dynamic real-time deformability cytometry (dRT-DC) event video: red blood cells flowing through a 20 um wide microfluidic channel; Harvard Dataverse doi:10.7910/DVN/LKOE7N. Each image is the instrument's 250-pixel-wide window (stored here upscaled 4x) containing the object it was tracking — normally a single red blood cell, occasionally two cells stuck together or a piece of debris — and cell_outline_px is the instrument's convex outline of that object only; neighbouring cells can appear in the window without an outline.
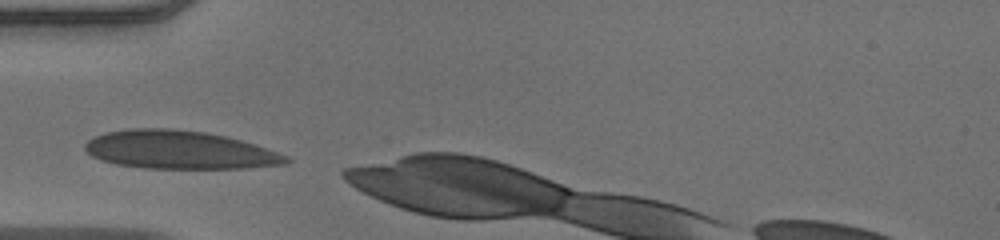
{"species": "human", "species_latin": "Homo sapiens", "temperature_condition": "warm", "stored_images_in_passage": 28, "camera_frame_rate_fps": 3000, "um_per_image_px": 0.085, "donor": {"sex": "male"}, "frame": {"image": 1, "passage_image": 1, "time_ms": 0.0, "image_size_px": [1000, 240], "cell_outline_px": [[292, 160], [288, 164], [244, 168], [144, 168], [116, 164], [92, 156], [84, 148], [84, 144], [88, 140], [96, 136], [108, 132], [132, 128], [172, 128], [204, 132], [224, 136], [240, 140], [288, 156]], "centroid_in_image_um": [15.25, 12.74], "position_along_channel_um": 69.8, "area_um2": 44.45}}
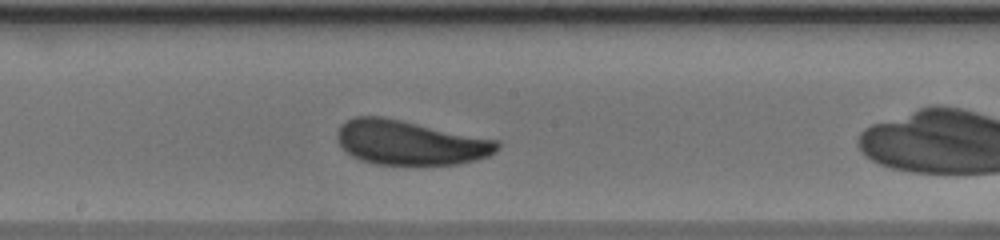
{"frame": {"image": 2, "passage_image": 12, "time_ms": 3.667, "image_size_px": [1000, 240], "cell_outline_px": [[500, 148], [488, 156], [476, 160], [456, 164], [376, 164], [360, 160], [352, 156], [340, 144], [336, 136], [340, 124], [356, 116], [384, 116], [500, 140]], "centroid_in_image_um": [34.88, 12.11], "position_along_channel_um": 213.3, "area_um2": 41.62}}
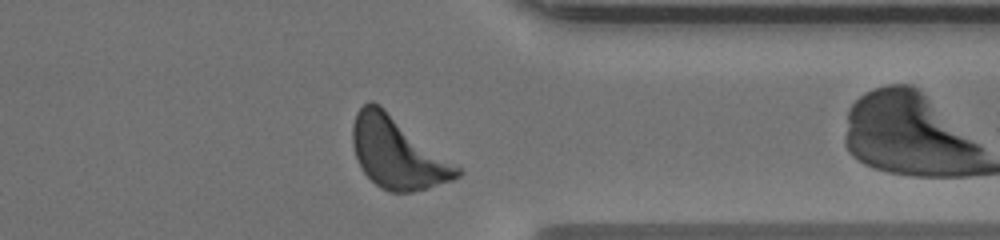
{"frame": {"image": 3, "passage_image": 25, "time_ms": 8.0, "image_size_px": [1000, 240], "cell_outline_px": [[464, 172], [460, 176], [452, 180], [428, 188], [412, 192], [392, 192], [380, 188], [360, 168], [352, 144], [352, 128], [356, 112], [368, 100], [372, 100], [380, 104], [460, 168]], "centroid_in_image_um": [33.76, 12.99], "position_along_channel_um": 377.6, "area_um2": 43.18}, "authors_computed_cell_mechanics": {"area_um2": 40.9224, "velocity_mm_per_s": 3.8993, "shape_relaxation_time_tau1_ms": 2.0405, "shape_relaxation_time_tau2_ms": null, "deformation_change_tau1": 0.1159, "deformation_change_tau2": null}}